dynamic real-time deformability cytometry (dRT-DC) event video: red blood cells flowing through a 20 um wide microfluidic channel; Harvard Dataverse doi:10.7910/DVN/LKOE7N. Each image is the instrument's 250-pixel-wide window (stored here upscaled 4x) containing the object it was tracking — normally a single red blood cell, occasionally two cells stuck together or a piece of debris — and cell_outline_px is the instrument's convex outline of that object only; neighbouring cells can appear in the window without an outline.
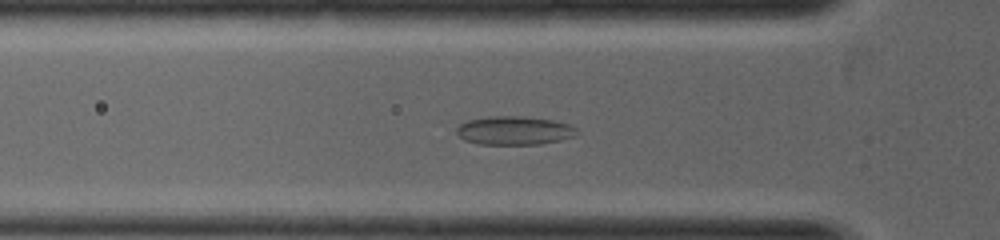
{"species": "common noctule bat (a hibernating species)", "species_latin": "Nyctalus noctula", "temperature_condition": "warm", "stored_images_in_passage": 19, "camera_frame_rate_fps": 5000, "um_per_image_px": 0.085, "animal": {"sex": "female", "body_mass_g": 19.0, "forearm_length_mm": 53.3}, "frame": {"image": 1, "passage_image": 6, "time_ms": 1.6, "image_size_px": [1000, 240], "cell_outline_px": [[580, 132], [572, 136], [560, 140], [540, 144], [480, 144], [464, 140], [456, 132], [456, 128], [460, 124], [468, 120], [488, 116], [524, 116], [552, 120], [572, 124]], "centroid_in_image_um": [43.73, 11.08], "position_along_channel_um": 82.1, "area_um2": 20.11}}
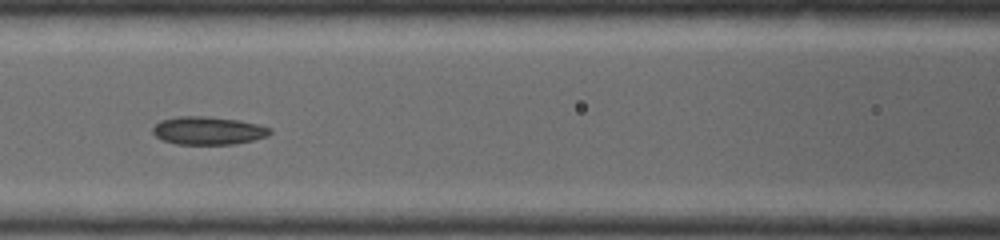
{"frame": {"image": 2, "passage_image": 10, "time_ms": 2.4, "image_size_px": [1000, 240], "cell_outline_px": [[272, 132], [268, 136], [236, 144], [176, 144], [164, 140], [156, 136], [152, 132], [152, 128], [160, 120], [176, 116], [212, 116], [240, 120], [272, 128]], "centroid_in_image_um": [17.7, 11.09], "position_along_channel_um": 148.9, "area_um2": 19.31}}
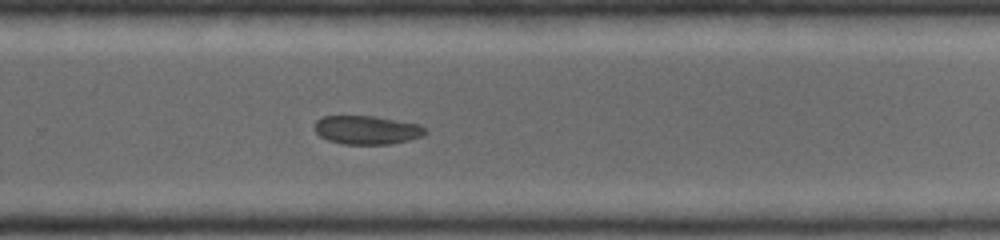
{"frame": {"image": 3, "passage_image": 19, "time_ms": 4.2, "image_size_px": [1000, 240], "cell_outline_px": [[428, 132], [424, 136], [408, 140], [388, 144], [344, 144], [328, 140], [320, 136], [316, 132], [316, 120], [320, 116], [376, 116], [420, 124]], "centroid_in_image_um": [31.21, 11.04], "position_along_channel_um": 298.6, "area_um2": 18.5}}